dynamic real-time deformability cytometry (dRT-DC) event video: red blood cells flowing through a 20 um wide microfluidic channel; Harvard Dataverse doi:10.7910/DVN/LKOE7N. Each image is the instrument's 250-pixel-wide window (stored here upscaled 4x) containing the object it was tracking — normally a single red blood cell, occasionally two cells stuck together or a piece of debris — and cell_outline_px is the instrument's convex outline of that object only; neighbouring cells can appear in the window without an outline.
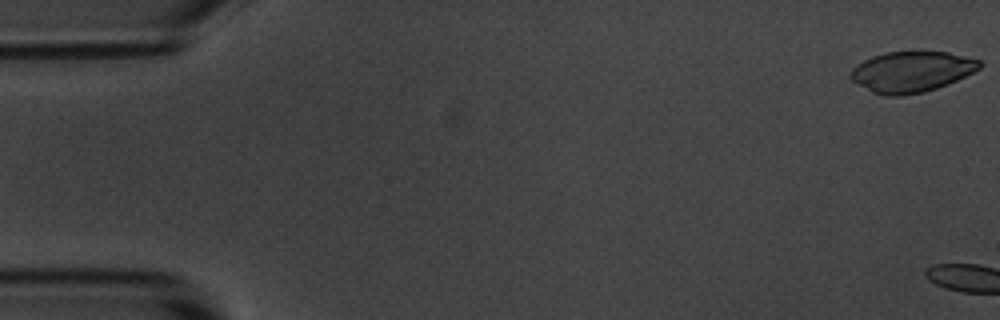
{"species": "common noctule bat (a hibernating species)", "species_latin": "Nyctalus noctula", "temperature_condition": "room temperature", "stored_images_in_passage": 4, "camera_frame_rate_fps": 3000, "um_per_image_px": 0.085, "animal": {"sex": "male", "body_mass_g": 20.1, "forearm_length_mm": 53.5}, "frame": {"image": 1, "passage_image": 1, "time_ms": 0.0, "image_size_px": [1000, 320], "cell_outline_px": [[980, 68], [948, 84], [924, 92], [900, 96], [884, 96], [872, 92], [856, 84], [848, 76], [852, 68], [856, 64], [872, 56], [884, 52], [948, 52], [980, 60]], "centroid_in_image_um": [77.41, 6.1], "position_along_channel_um": 7.6, "area_um2": 30.58}}